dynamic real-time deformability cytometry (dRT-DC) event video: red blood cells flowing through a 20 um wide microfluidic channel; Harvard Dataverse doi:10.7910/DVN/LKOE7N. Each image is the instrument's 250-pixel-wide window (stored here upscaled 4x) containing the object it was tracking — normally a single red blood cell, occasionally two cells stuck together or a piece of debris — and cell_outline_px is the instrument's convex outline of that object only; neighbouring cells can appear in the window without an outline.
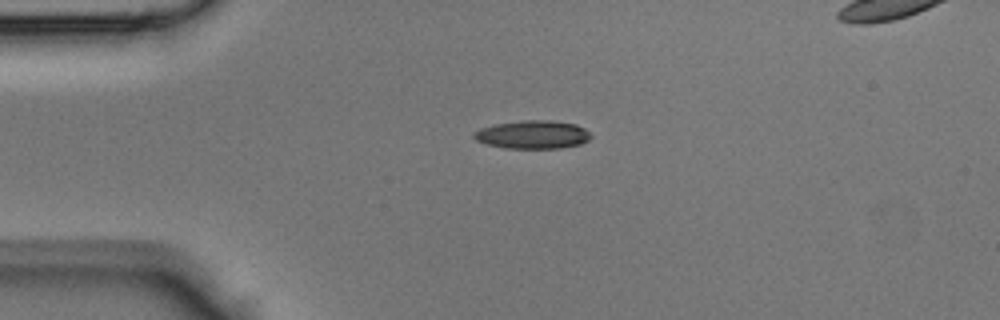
{"species": "Egyptian fruit bat (a non-hibernating species)", "species_latin": "Rousettus aegyptiacus", "temperature_condition": "room temperature", "stored_images_in_passage": 34, "camera_frame_rate_fps": 3000, "um_per_image_px": 0.085, "animal": {"sex": "male"}, "frame": {"image": 1, "passage_image": 1, "time_ms": 0.0, "image_size_px": [1000, 320], "cell_outline_px": [[592, 136], [588, 140], [580, 144], [560, 148], [504, 148], [488, 144], [476, 140], [472, 136], [472, 132], [480, 128], [496, 124], [524, 120], [548, 120], [576, 124], [584, 128]], "centroid_in_image_um": [45.26, 11.44], "position_along_channel_um": 39.7, "area_um2": 19.19}}
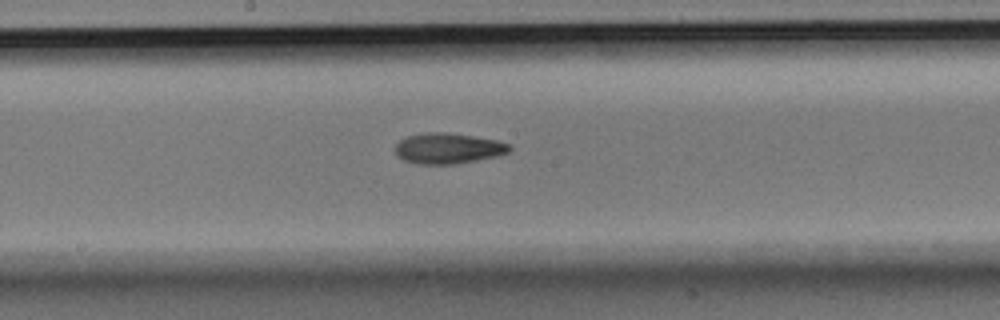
{"frame": {"image": 2, "passage_image": 14, "time_ms": 4.333, "image_size_px": [1000, 320], "cell_outline_px": [[512, 148], [508, 152], [496, 156], [476, 160], [452, 164], [420, 164], [404, 160], [396, 156], [396, 144], [400, 140], [408, 136], [424, 132], [444, 132], [500, 140], [512, 144]], "centroid_in_image_um": [38.11, 12.6], "position_along_channel_um": 210.1, "area_um2": 20.4}}
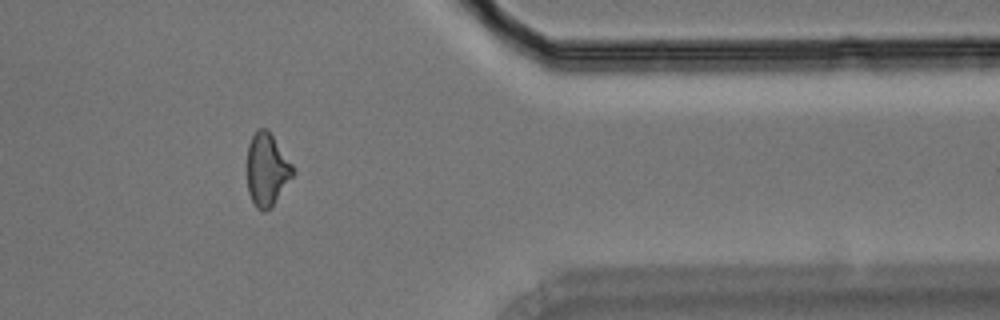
{"frame": {"image": 3, "passage_image": 27, "time_ms": 8.667, "image_size_px": [1000, 320], "cell_outline_px": [[296, 172], [272, 208], [264, 212], [260, 212], [256, 208], [248, 192], [248, 144], [256, 128], [268, 128], [292, 164]], "centroid_in_image_um": [22.71, 14.43], "position_along_channel_um": 388.7, "area_um2": 19.71}}